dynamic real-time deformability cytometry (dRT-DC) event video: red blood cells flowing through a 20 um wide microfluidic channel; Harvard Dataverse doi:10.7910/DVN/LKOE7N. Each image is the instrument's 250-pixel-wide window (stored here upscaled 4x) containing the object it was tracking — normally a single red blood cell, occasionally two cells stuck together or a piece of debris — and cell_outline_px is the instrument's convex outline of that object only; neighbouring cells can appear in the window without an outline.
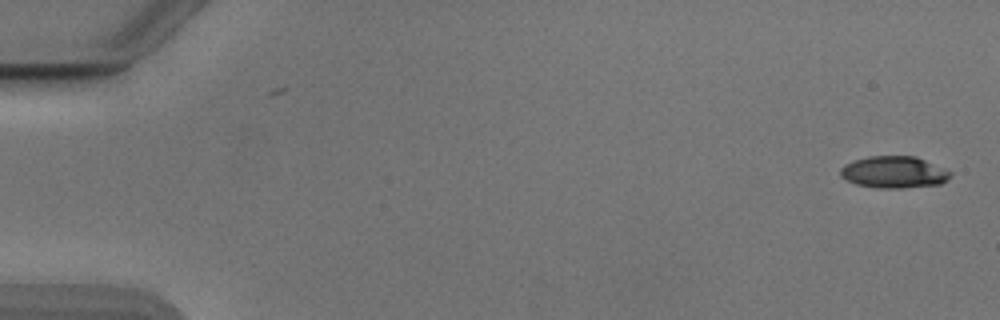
{"species": "Egyptian fruit bat (a non-hibernating species)", "species_latin": "Rousettus aegyptiacus", "temperature_condition": "cold", "stored_images_in_passage": 11, "camera_frame_rate_fps": 3000, "um_per_image_px": 0.085, "animal": {"sex": "male"}, "frame": {"image": 1, "passage_image": 1, "time_ms": 0.0, "image_size_px": [1000, 320], "cell_outline_px": [[952, 172], [948, 180], [940, 184], [900, 188], [876, 188], [856, 184], [840, 176], [840, 168], [844, 164], [868, 156], [916, 156]], "centroid_in_image_um": [75.98, 14.63], "position_along_channel_um": 9.0, "area_um2": 20.35}}